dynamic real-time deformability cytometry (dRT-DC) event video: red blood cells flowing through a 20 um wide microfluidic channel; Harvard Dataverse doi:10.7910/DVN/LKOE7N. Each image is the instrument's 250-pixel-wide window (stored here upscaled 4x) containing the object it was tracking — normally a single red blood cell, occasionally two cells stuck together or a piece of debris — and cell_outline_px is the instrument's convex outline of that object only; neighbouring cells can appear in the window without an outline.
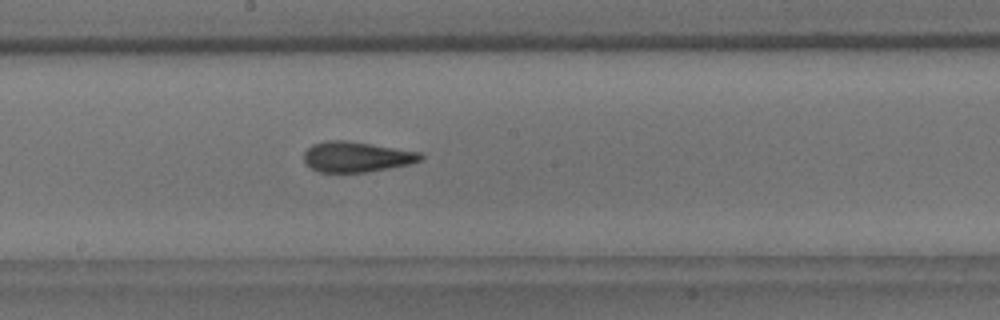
{"species": "common noctule bat (a hibernating species)", "species_latin": "Nyctalus noctula", "temperature_condition": "room temperature", "stored_images_in_passage": 43, "camera_frame_rate_fps": 3000, "um_per_image_px": 0.085, "animal": {"sex": "male", "body_mass_g": 18.8}, "frame": {"image": 1, "passage_image": 19, "time_ms": 6.0, "image_size_px": [1000, 320], "cell_outline_px": [[424, 160], [408, 164], [368, 172], [320, 172], [312, 168], [304, 160], [304, 152], [312, 144], [324, 140], [348, 140], [420, 152], [424, 156]], "centroid_in_image_um": [30.31, 13.32], "position_along_channel_um": 217.9, "area_um2": 20.69}}
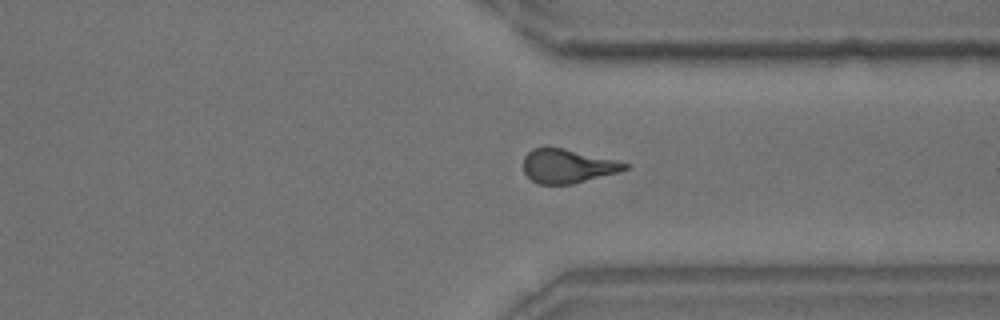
{"frame": {"image": 2, "passage_image": 31, "time_ms": 10.0, "image_size_px": [1000, 320], "cell_outline_px": [[628, 168], [620, 172], [572, 184], [540, 184], [532, 180], [524, 172], [524, 156], [532, 148], [564, 148], [628, 164]], "centroid_in_image_um": [48.22, 14.13], "position_along_channel_um": 363.2, "area_um2": 19.65}}
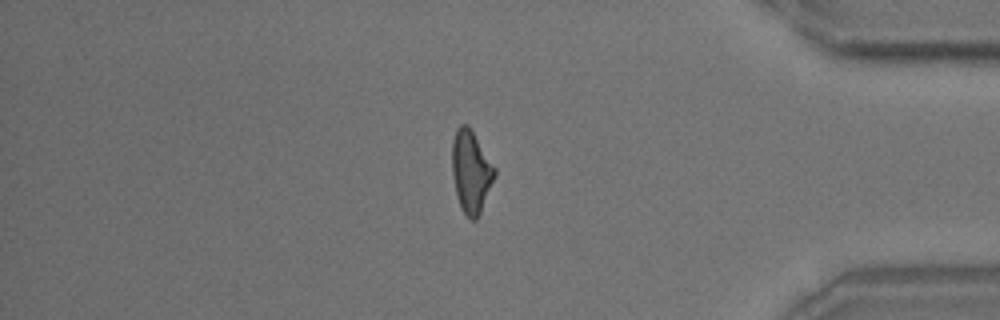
{"frame": {"image": 3, "passage_image": 36, "time_ms": 11.667, "image_size_px": [1000, 320], "cell_outline_px": [[496, 176], [480, 212], [476, 220], [472, 220], [464, 212], [456, 196], [452, 172], [452, 140], [456, 128], [460, 124], [468, 124], [496, 168]], "centroid_in_image_um": [40.03, 14.54], "position_along_channel_um": 395.2, "area_um2": 20.4}, "authors_computed_cell_mechanics": {"area_um2": 20.4034, "velocity_mm_per_s": 3.6371, "shape_relaxation_time_tau1_ms": 7.9342, "shape_relaxation_time_tau2_ms": 2.0045, "deformation_change_tau1": 0.203, "deformation_change_tau2": 0.0975}}